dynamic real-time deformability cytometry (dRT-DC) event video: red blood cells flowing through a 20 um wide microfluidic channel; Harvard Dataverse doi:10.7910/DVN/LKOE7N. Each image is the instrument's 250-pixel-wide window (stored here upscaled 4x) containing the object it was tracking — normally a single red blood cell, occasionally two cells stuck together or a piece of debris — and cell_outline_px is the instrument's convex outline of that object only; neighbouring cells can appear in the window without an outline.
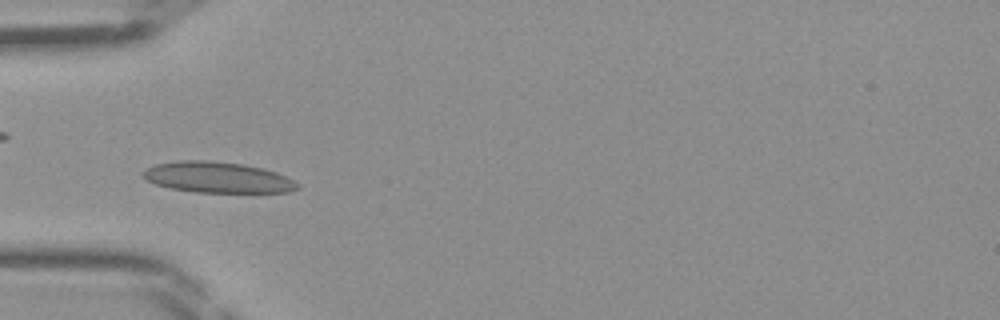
{"species": "Egyptian fruit bat (a non-hibernating species)", "species_latin": "Rousettus aegyptiacus", "temperature_condition": "room temperature", "stored_images_in_passage": 43, "camera_frame_rate_fps": 3000, "um_per_image_px": 0.085, "frame": {"image": 1, "passage_image": 12, "time_ms": 3.667, "image_size_px": [1000, 320], "cell_outline_px": [[300, 188], [288, 192], [196, 192], [168, 188], [144, 180], [140, 176], [140, 172], [156, 164], [180, 160], [208, 160], [244, 164], [264, 168], [276, 172], [300, 184]], "centroid_in_image_um": [18.45, 15.07], "position_along_channel_um": 66.6, "area_um2": 27.98}}
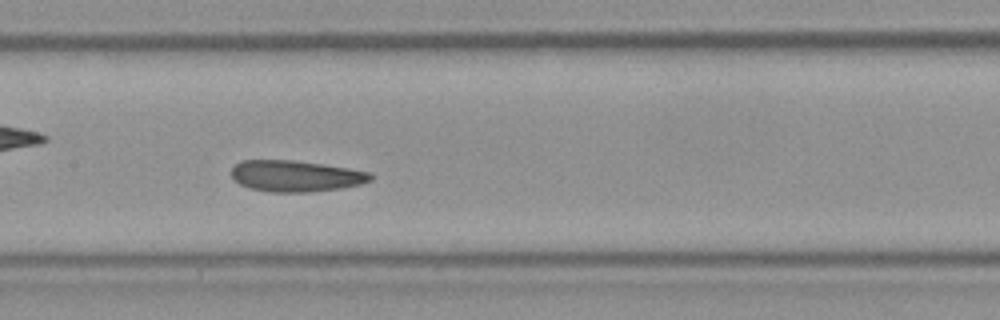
{"frame": {"image": 2, "passage_image": 20, "time_ms": 6.333, "image_size_px": [1000, 320], "cell_outline_px": [[372, 180], [360, 184], [340, 188], [308, 192], [272, 192], [248, 188], [240, 184], [232, 176], [232, 168], [240, 160], [292, 160], [324, 164], [372, 172]], "centroid_in_image_um": [25.14, 14.95], "position_along_channel_um": 182.3, "area_um2": 25.32}}
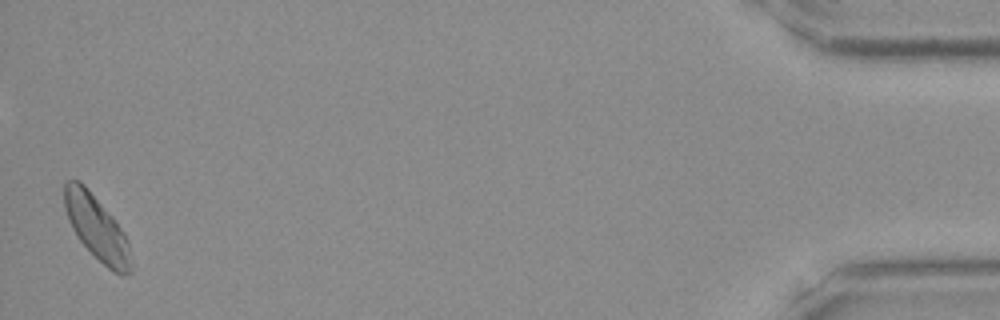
{"frame": {"image": 3, "passage_image": 43, "time_ms": 14.0, "image_size_px": [1000, 320], "cell_outline_px": [[132, 272], [128, 276], [112, 272], [80, 240], [72, 228], [68, 220], [64, 208], [64, 184], [68, 180], [80, 180], [88, 188], [116, 220], [124, 232], [128, 240], [132, 264]], "centroid_in_image_um": [8.25, 19.36], "position_along_channel_um": 427.0, "area_um2": 25.03}}